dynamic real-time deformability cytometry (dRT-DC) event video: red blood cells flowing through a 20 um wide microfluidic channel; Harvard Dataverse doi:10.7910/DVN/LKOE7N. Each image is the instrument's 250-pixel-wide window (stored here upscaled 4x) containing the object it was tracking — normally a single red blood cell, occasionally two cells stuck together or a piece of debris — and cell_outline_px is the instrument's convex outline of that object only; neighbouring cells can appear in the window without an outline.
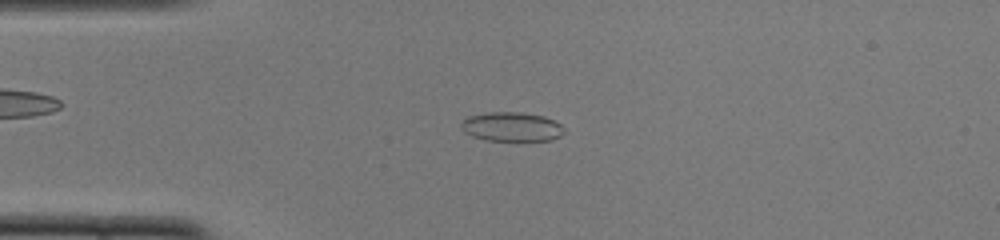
{"species": "common noctule bat (a hibernating species)", "species_latin": "Nyctalus noctula", "temperature_condition": "cold", "stored_images_in_passage": 41, "camera_frame_rate_fps": 3000, "um_per_image_px": 0.085, "animal": {"sex": "female", "body_mass_g": 22.0, "forearm_length_mm": 56.7}, "frame": {"image": 1, "passage_image": 2, "time_ms": 0.333, "image_size_px": [1000, 240], "cell_outline_px": [[564, 132], [560, 136], [552, 140], [484, 140], [472, 136], [464, 132], [460, 124], [468, 116], [488, 112], [520, 112], [544, 116], [560, 124], [564, 128]], "centroid_in_image_um": [43.48, 10.77], "position_along_channel_um": 41.5, "area_um2": 17.46}}
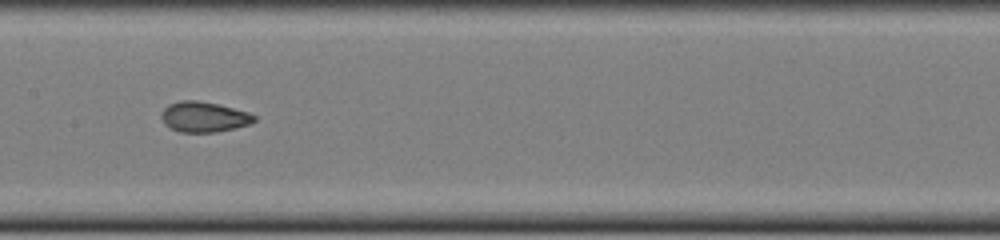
{"frame": {"image": 2, "passage_image": 15, "time_ms": 4.667, "image_size_px": [1000, 240], "cell_outline_px": [[256, 120], [252, 124], [236, 128], [216, 132], [180, 132], [164, 124], [160, 116], [160, 112], [168, 104], [180, 100], [196, 100], [216, 104], [248, 112], [256, 116]], "centroid_in_image_um": [17.32, 9.94], "position_along_channel_um": 190.1, "area_um2": 16.53}}
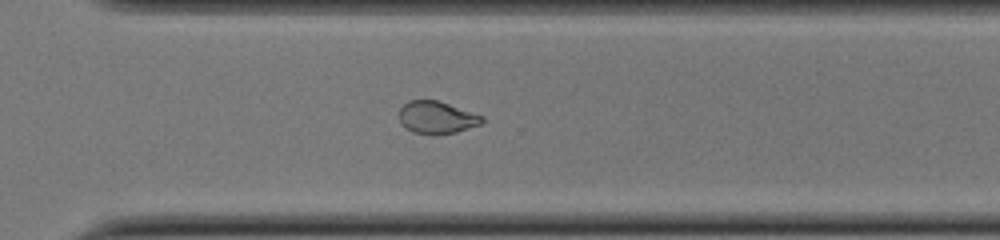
{"frame": {"image": 3, "passage_image": 26, "time_ms": 8.333, "image_size_px": [1000, 240], "cell_outline_px": [[484, 120], [480, 124], [456, 132], [440, 136], [432, 136], [412, 132], [404, 128], [400, 124], [400, 108], [408, 100], [436, 100], [484, 116]], "centroid_in_image_um": [37.09, 10.02], "position_along_channel_um": 333.5, "area_um2": 15.9}, "authors_computed_cell_mechanics": {"area_um2": 17.051, "velocity_mm_per_s": 3.921, "shape_relaxation_time_tau1_ms": null, "shape_relaxation_time_tau2_ms": 2.1643, "deformation_change_tau1": null, "deformation_change_tau2": 0.0744}}